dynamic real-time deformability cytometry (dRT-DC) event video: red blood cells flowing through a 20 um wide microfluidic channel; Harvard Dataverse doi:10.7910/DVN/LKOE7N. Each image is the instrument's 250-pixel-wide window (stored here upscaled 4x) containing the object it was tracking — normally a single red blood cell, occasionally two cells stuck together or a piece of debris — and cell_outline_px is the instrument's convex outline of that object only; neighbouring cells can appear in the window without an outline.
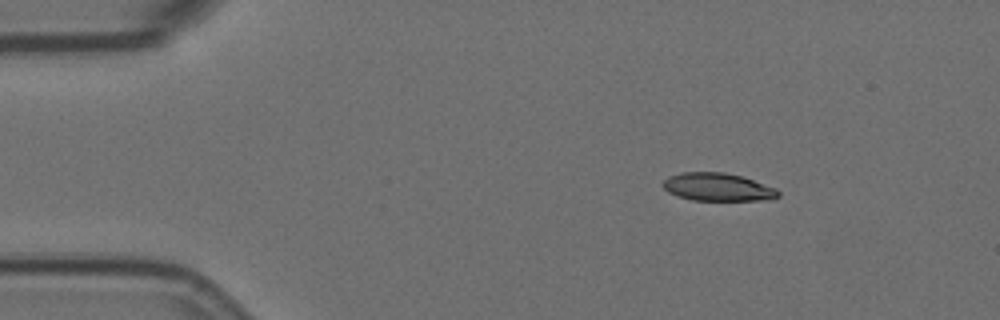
{"species": "Egyptian fruit bat (a non-hibernating species)", "species_latin": "Rousettus aegyptiacus", "temperature_condition": "room temperature", "stored_images_in_passage": 4, "camera_frame_rate_fps": 3000, "um_per_image_px": 0.085, "animal": {"sex": "female"}, "frame": {"image": 1, "passage_image": 1, "time_ms": 0.0, "image_size_px": [1000, 320], "cell_outline_px": [[780, 196], [760, 200], [692, 200], [676, 196], [668, 192], [660, 184], [668, 176], [680, 172], [724, 172], [740, 176], [776, 188], [780, 192]], "centroid_in_image_um": [60.94, 15.89], "position_along_channel_um": 24.1, "area_um2": 18.73}}
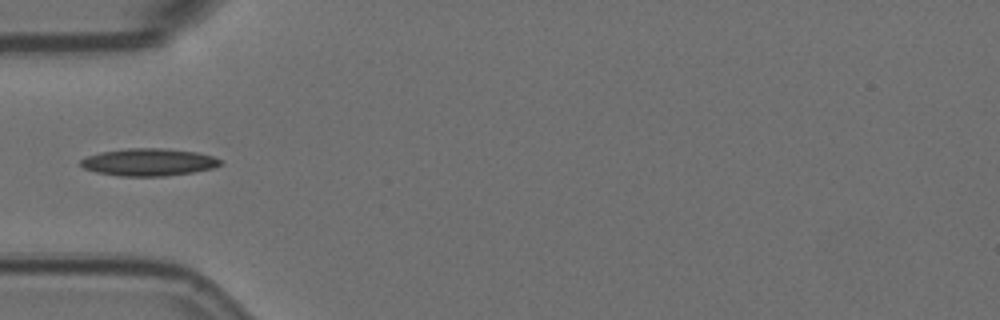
{"frame": {"image": 2, "passage_image": 4, "time_ms": 1.0, "image_size_px": [1000, 320], "cell_outline_px": [[224, 164], [212, 168], [192, 172], [164, 176], [120, 176], [96, 172], [84, 168], [80, 164], [80, 160], [88, 156], [100, 152], [128, 148], [160, 148], [196, 152], [212, 156], [220, 160]], "centroid_in_image_um": [12.63, 13.78], "position_along_channel_um": 72.4, "area_um2": 22.14}}